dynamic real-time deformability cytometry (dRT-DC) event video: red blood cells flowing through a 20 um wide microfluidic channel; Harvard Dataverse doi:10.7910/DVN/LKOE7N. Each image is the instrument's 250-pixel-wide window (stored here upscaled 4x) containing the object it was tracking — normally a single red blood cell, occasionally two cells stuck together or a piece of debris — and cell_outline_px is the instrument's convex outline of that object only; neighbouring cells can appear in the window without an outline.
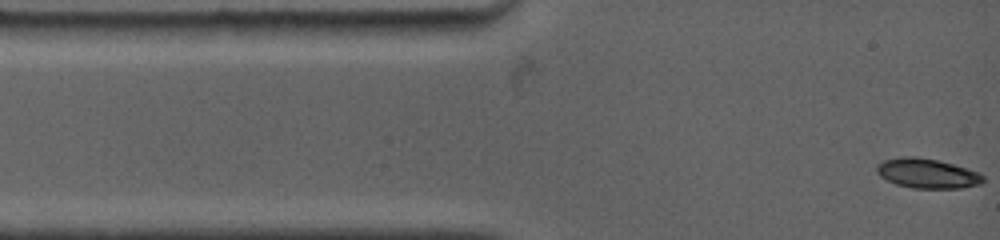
{"species": "common noctule bat (a hibernating species)", "species_latin": "Nyctalus noctula", "temperature_condition": "warm", "stored_images_in_passage": 13, "camera_frame_rate_fps": 4500, "um_per_image_px": 0.085, "animal": {"sex": "female", "body_mass_g": 19.0, "forearm_length_mm": 53.3}, "frame": {"image": 1, "passage_image": 1, "time_ms": 0.0, "image_size_px": [1000, 240], "cell_outline_px": [[984, 180], [980, 184], [960, 188], [912, 188], [896, 184], [880, 176], [876, 172], [876, 164], [884, 160], [904, 156], [912, 156], [936, 160], [952, 164], [980, 172], [984, 176]], "centroid_in_image_um": [78.8, 14.74], "position_along_channel_um": 6.2, "area_um2": 18.32}}
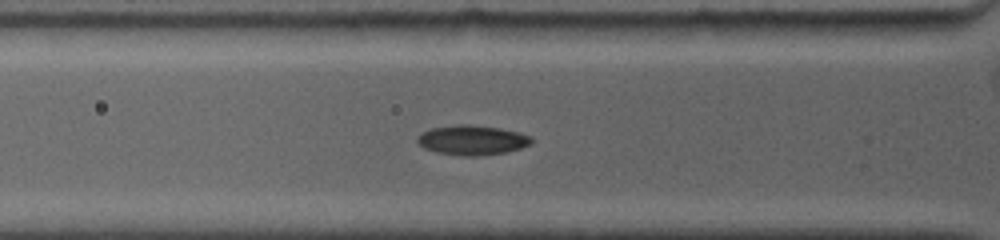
{"frame": {"image": 2, "passage_image": 8, "time_ms": 3.333, "image_size_px": [1000, 240], "cell_outline_px": [[532, 144], [508, 152], [476, 156], [464, 156], [436, 152], [424, 148], [416, 140], [424, 132], [432, 128], [456, 124], [468, 124], [496, 128], [516, 132], [532, 136]], "centroid_in_image_um": [40.15, 11.92], "position_along_channel_um": 85.6, "area_um2": 19.54}}
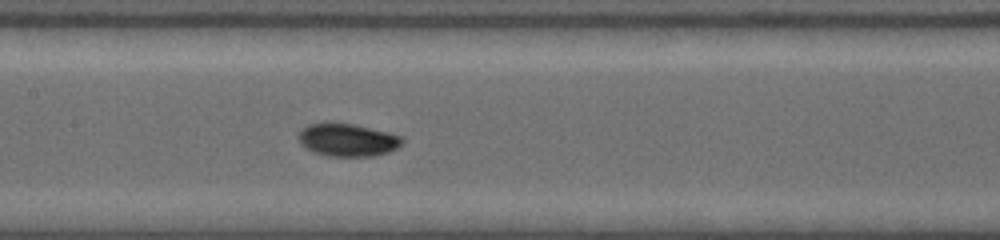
{"frame": {"image": 3, "passage_image": 13, "time_ms": 5.778, "image_size_px": [1000, 240], "cell_outline_px": [[404, 140], [396, 148], [388, 152], [372, 156], [328, 156], [312, 152], [304, 148], [300, 144], [300, 132], [308, 124], [328, 120], [332, 120], [352, 124], [388, 132], [400, 136]], "centroid_in_image_um": [29.48, 11.87], "position_along_channel_um": 177.9, "area_um2": 20.06}}